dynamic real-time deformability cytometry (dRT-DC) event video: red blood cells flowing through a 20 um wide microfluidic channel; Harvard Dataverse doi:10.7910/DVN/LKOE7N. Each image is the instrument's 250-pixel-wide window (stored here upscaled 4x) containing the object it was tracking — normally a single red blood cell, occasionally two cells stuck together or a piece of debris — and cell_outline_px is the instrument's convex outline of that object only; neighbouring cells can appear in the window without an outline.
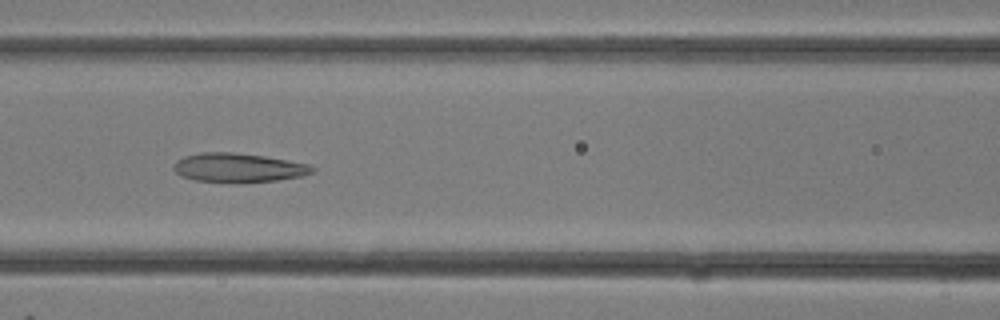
{"species": "common noctule bat (a hibernating species)", "species_latin": "Nyctalus noctula", "temperature_condition": "room temperature", "stored_images_in_passage": 30, "camera_frame_rate_fps": 3000, "um_per_image_px": 0.085, "animal": {"sex": "female"}, "frame": {"image": 1, "passage_image": 13, "time_ms": 4.0, "image_size_px": [1000, 320], "cell_outline_px": [[316, 168], [312, 172], [300, 176], [276, 180], [244, 184], [236, 184], [196, 180], [180, 176], [172, 168], [176, 160], [184, 156], [200, 152], [232, 152], [264, 156], [288, 160], [308, 164]], "centroid_in_image_um": [20.22, 14.27], "position_along_channel_um": 146.4, "area_um2": 23.87}}
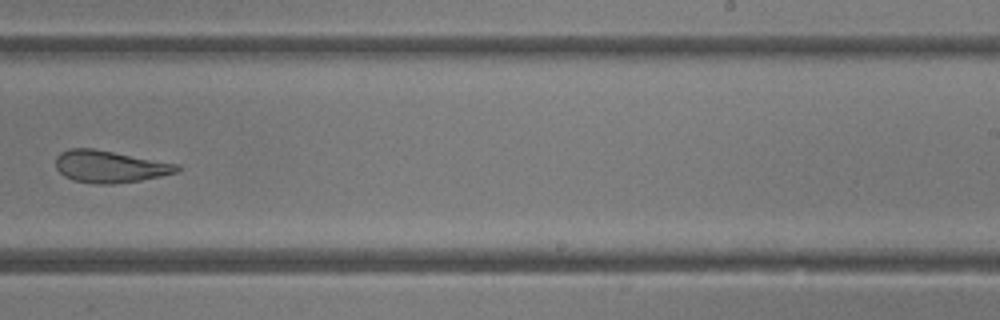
{"frame": {"image": 2, "passage_image": 19, "time_ms": 6.0, "image_size_px": [1000, 320], "cell_outline_px": [[180, 168], [176, 172], [160, 176], [140, 180], [112, 184], [96, 184], [72, 180], [64, 176], [56, 168], [56, 156], [60, 152], [68, 148], [92, 148], [180, 164]], "centroid_in_image_um": [9.3, 14.15], "position_along_channel_um": 279.7, "area_um2": 22.66}}
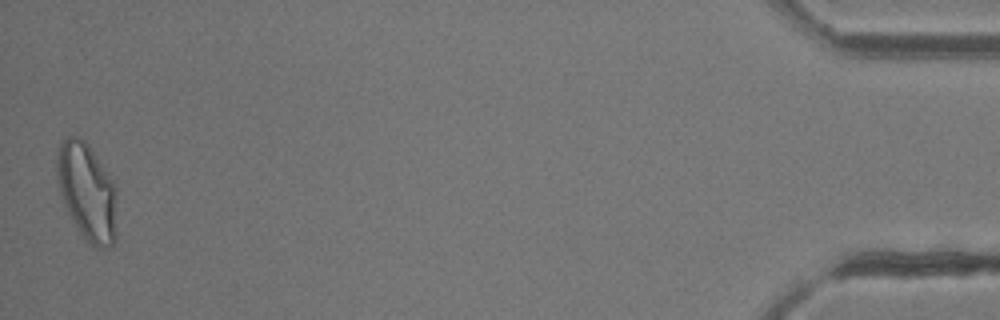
{"frame": {"image": 3, "passage_image": 30, "time_ms": 9.667, "image_size_px": [1000, 320], "cell_outline_px": [[116, 240], [108, 248], [96, 248], [84, 240], [80, 236], [60, 196], [56, 176], [56, 152], [60, 140], [68, 136], [76, 136], [84, 140], [88, 144], [108, 172], [112, 180], [116, 236]], "centroid_in_image_um": [7.33, 16.29], "position_along_channel_um": 427.9, "area_um2": 34.16}}